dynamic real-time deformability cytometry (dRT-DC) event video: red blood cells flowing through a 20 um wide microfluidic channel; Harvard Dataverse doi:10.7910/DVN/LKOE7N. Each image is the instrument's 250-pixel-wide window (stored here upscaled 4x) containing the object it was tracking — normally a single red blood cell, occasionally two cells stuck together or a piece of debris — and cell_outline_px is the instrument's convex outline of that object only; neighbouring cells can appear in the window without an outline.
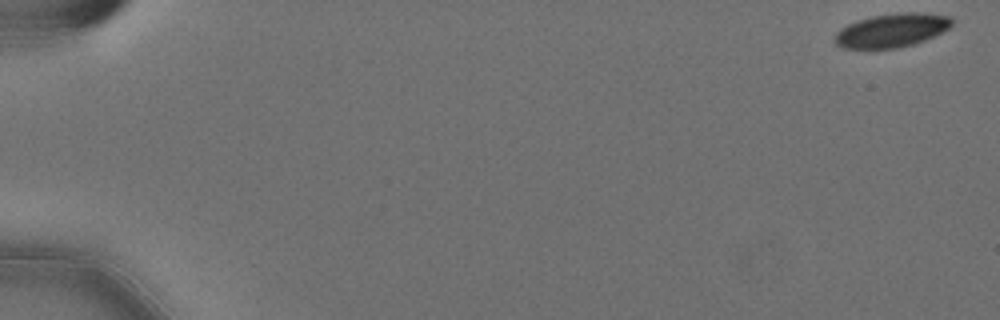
{"species": "Egyptian fruit bat (a non-hibernating species)", "species_latin": "Rousettus aegyptiacus", "temperature_condition": "cold", "stored_images_in_passage": 57, "camera_frame_rate_fps": 3000, "um_per_image_px": 0.085, "animal": {"sex": "female"}, "frame": {"image": 1, "passage_image": 1, "time_ms": 0.0, "image_size_px": [1000, 320], "cell_outline_px": [[952, 24], [948, 28], [924, 40], [912, 44], [896, 48], [844, 48], [836, 44], [832, 40], [836, 32], [840, 28], [848, 24], [872, 16], [904, 12], [920, 12], [948, 16], [952, 20]], "centroid_in_image_um": [75.75, 2.58], "position_along_channel_um": 9.3, "area_um2": 22.66}}
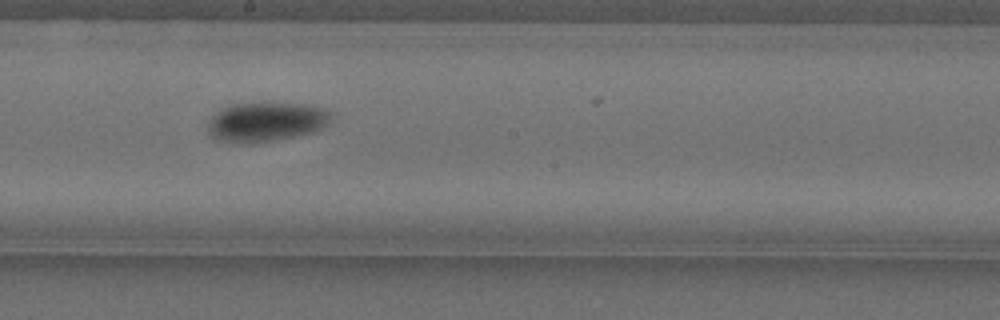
{"frame": {"image": 2, "passage_image": 33, "time_ms": 10.667, "image_size_px": [1000, 320], "cell_outline_px": [[332, 116], [328, 124], [312, 132], [272, 140], [216, 140], [208, 132], [208, 120], [216, 112], [232, 104], [308, 104], [324, 108]], "centroid_in_image_um": [22.64, 10.32], "position_along_channel_um": 225.6, "area_um2": 27.05}}
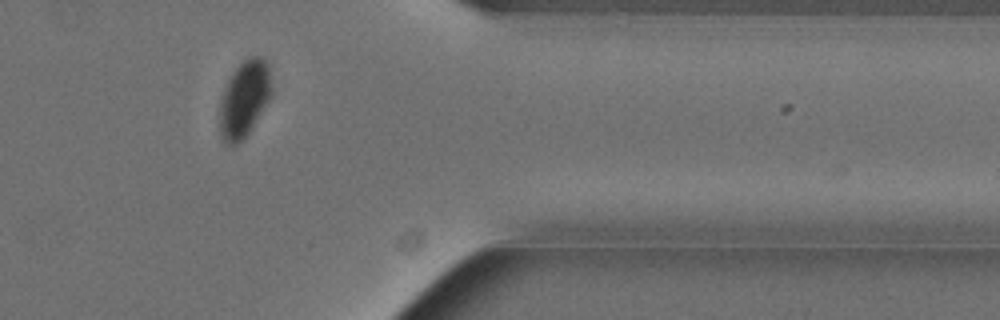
{"frame": {"image": 3, "passage_image": 48, "time_ms": 15.667, "image_size_px": [1000, 320], "cell_outline_px": [[272, 96], [252, 128], [236, 144], [224, 144], [220, 140], [220, 100], [224, 88], [232, 72], [244, 60], [252, 56], [260, 56], [268, 64], [272, 84]], "centroid_in_image_um": [20.77, 8.41], "position_along_channel_um": 390.6, "area_um2": 23.24}, "authors_computed_cell_mechanics": {"area_um2": 25.2008, "velocity_mm_per_s": 3.5723, "shape_relaxation_time_tau1_ms": 4.0789, "shape_relaxation_time_tau2_ms": null, "deformation_change_tau1": 0.1021, "deformation_change_tau2": null}}